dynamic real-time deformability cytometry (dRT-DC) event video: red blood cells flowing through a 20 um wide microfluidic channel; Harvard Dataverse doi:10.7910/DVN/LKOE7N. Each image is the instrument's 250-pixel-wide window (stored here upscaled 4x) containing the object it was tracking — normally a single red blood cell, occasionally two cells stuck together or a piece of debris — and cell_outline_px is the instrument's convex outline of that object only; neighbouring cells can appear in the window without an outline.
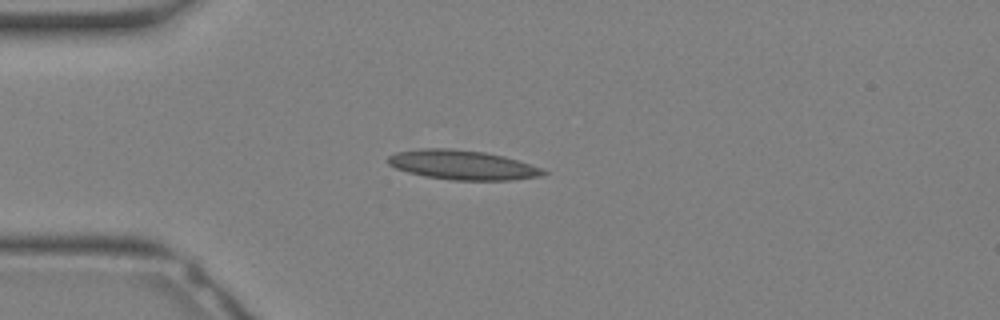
{"species": "Egyptian fruit bat (a non-hibernating species)", "species_latin": "Rousettus aegyptiacus", "temperature_condition": "warm", "stored_images_in_passage": 31, "camera_frame_rate_fps": 3000, "um_per_image_px": 0.085, "animal": {"sex": "female"}, "frame": {"image": 1, "passage_image": 7, "time_ms": 2.0, "image_size_px": [1000, 320], "cell_outline_px": [[548, 172], [544, 176], [512, 180], [452, 180], [424, 176], [408, 172], [396, 168], [388, 164], [388, 156], [396, 152], [420, 148], [452, 148], [484, 152], [504, 156], [544, 168]], "centroid_in_image_um": [39.34, 14.02], "position_along_channel_um": 45.7, "area_um2": 26.88}}
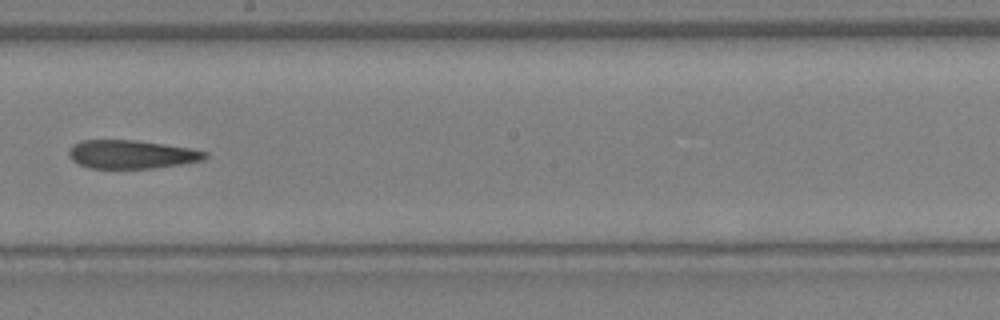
{"frame": {"image": 2, "passage_image": 17, "time_ms": 5.333, "image_size_px": [1000, 320], "cell_outline_px": [[208, 156], [204, 160], [180, 164], [152, 168], [88, 168], [72, 160], [68, 152], [68, 148], [72, 144], [80, 140], [136, 140], [164, 144], [188, 148], [208, 152]], "centroid_in_image_um": [11.15, 13.11], "position_along_channel_um": 237.1, "area_um2": 22.6}}
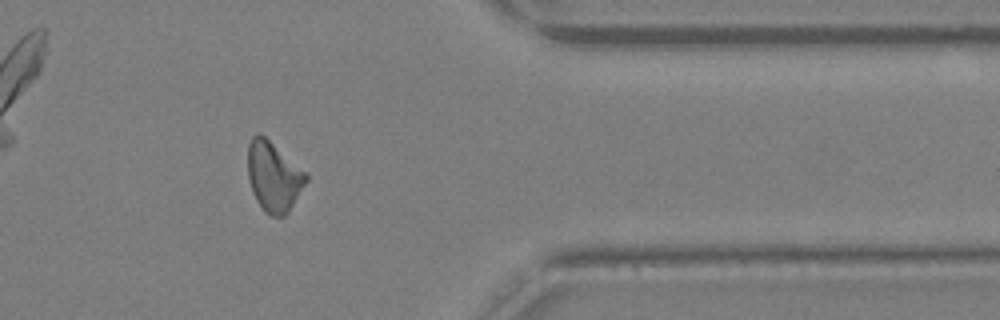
{"frame": {"image": 3, "passage_image": 25, "time_ms": 8.0, "image_size_px": [1000, 320], "cell_outline_px": [[308, 180], [288, 212], [284, 216], [268, 216], [264, 212], [256, 200], [252, 192], [248, 176], [248, 144], [252, 136], [256, 132], [260, 132], [308, 172]], "centroid_in_image_um": [23.26, 14.99], "position_along_channel_um": 388.1, "area_um2": 24.1}}